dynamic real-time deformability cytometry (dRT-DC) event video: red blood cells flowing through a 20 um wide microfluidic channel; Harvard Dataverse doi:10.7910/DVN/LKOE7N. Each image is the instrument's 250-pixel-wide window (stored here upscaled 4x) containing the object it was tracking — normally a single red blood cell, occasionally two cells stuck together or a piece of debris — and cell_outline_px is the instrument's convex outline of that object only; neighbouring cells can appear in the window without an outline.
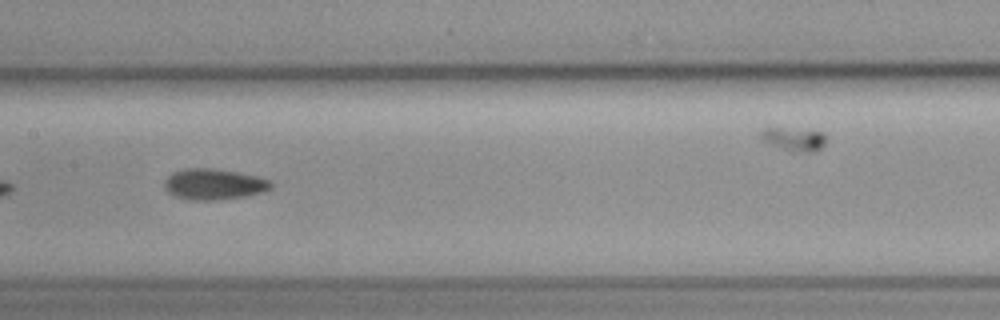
{"species": "common noctule bat (a hibernating species)", "species_latin": "Nyctalus noctula", "temperature_condition": "cold", "stored_images_in_passage": 36, "camera_frame_rate_fps": 3000, "um_per_image_px": 0.085, "animal": {"sex": "female", "body_mass_g": 19.3, "forearm_length_mm": 54.1}, "frame": {"image": 1, "passage_image": 11, "time_ms": 3.333, "image_size_px": [1000, 320], "cell_outline_px": [[272, 188], [248, 196], [216, 200], [188, 200], [176, 196], [168, 192], [164, 188], [164, 180], [172, 172], [184, 168], [212, 168], [236, 172], [256, 176], [268, 180], [272, 184]], "centroid_in_image_um": [18.13, 15.66], "position_along_channel_um": 189.3, "area_um2": 19.19}, "authors_computed_cell_mechanics": {"area_um2": 18.3226, "velocity_mm_per_s": 3.5864, "shape_relaxation_time_tau1_ms": null, "shape_relaxation_time_tau2_ms": 9.0504, "deformation_change_tau1": null, "deformation_change_tau2": 0.1147}}